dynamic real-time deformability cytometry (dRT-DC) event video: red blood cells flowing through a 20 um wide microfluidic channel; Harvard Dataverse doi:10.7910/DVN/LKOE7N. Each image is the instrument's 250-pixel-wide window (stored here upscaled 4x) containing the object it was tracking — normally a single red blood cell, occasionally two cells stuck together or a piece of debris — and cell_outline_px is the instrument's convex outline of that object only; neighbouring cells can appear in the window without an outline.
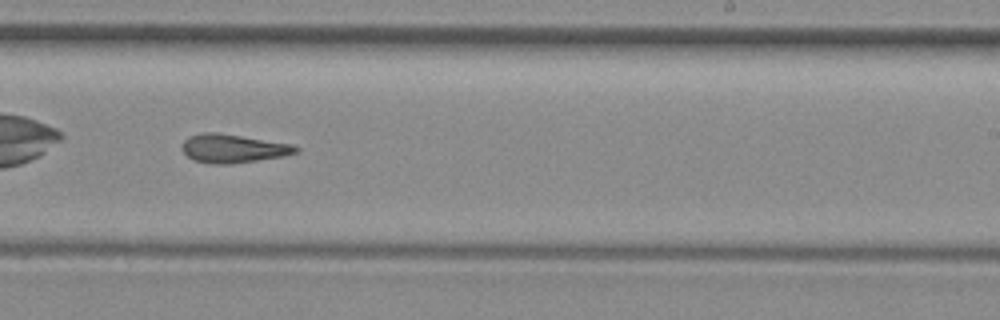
{"species": "common noctule bat (a hibernating species)", "species_latin": "Nyctalus noctula", "temperature_condition": "room temperature", "stored_images_in_passage": 36, "camera_frame_rate_fps": 3000, "um_per_image_px": 0.085, "animal": {"sex": "female", "body_mass_g": 29.2, "forearm_length_mm": 56.3}, "frame": {"image": 1, "passage_image": 16, "time_ms": 5.0, "image_size_px": [1000, 320], "cell_outline_px": [[300, 152], [284, 156], [232, 164], [212, 164], [192, 160], [180, 148], [180, 144], [188, 136], [204, 132], [216, 132], [292, 144], [300, 148]], "centroid_in_image_um": [19.79, 12.62], "position_along_channel_um": 269.2, "area_um2": 19.13}, "authors_computed_cell_mechanics": {"area_um2": 18.5538, "velocity_mm_per_s": 4.0707, "shape_relaxation_time_tau1_ms": null, "shape_relaxation_time_tau2_ms": 8.1391, "deformation_change_tau1": null, "deformation_change_tau2": 0.2301}}